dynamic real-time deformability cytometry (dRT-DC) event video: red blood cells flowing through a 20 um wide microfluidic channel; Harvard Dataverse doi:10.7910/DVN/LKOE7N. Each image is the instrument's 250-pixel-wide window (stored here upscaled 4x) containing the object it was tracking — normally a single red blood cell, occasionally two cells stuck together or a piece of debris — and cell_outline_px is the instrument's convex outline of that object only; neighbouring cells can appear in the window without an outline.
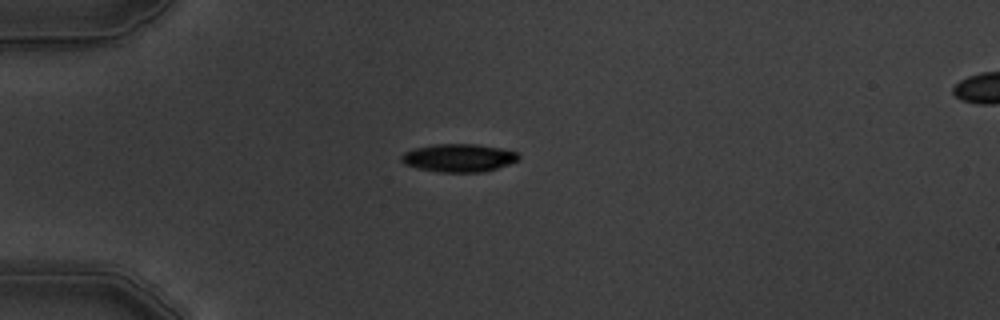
{"species": "common noctule bat (a hibernating species)", "species_latin": "Nyctalus noctula", "temperature_condition": "warm", "stored_images_in_passage": 6, "camera_frame_rate_fps": 3000, "um_per_image_px": 0.085, "animal": {"sex": "male", "body_mass_g": 19.5, "forearm_length_mm": 54.6}, "frame": {"image": 1, "passage_image": 1, "time_ms": 0.0, "image_size_px": [1000, 320], "cell_outline_px": [[520, 156], [516, 160], [508, 164], [484, 172], [440, 172], [416, 168], [404, 164], [400, 160], [400, 156], [404, 152], [412, 148], [436, 144], [476, 144], [500, 148], [516, 152]], "centroid_in_image_um": [38.93, 13.42], "position_along_channel_um": 46.1, "area_um2": 19.13}}